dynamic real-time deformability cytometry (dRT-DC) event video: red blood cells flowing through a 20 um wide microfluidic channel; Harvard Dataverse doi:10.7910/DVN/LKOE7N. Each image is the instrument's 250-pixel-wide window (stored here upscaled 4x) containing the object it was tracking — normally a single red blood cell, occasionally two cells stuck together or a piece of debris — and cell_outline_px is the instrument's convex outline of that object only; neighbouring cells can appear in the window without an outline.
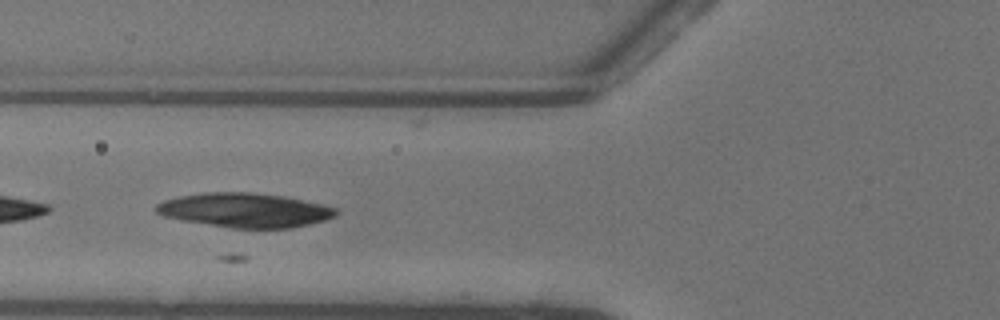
{"species": "common noctule bat (a hibernating species)", "species_latin": "Nyctalus noctula", "temperature_condition": "warm", "stored_images_in_passage": 34, "camera_frame_rate_fps": 3000, "um_per_image_px": 0.085, "animal": {"sex": "female"}, "frame": {"image": 1, "passage_image": 21, "time_ms": 6.667, "image_size_px": [1000, 320], "cell_outline_px": [[340, 212], [336, 216], [328, 220], [292, 228], [232, 228], [180, 220], [164, 216], [156, 212], [156, 204], [164, 200], [180, 196], [208, 192], [252, 192], [284, 196], [320, 204], [336, 208]], "centroid_in_image_um": [20.85, 17.87], "position_along_channel_um": 105.0, "area_um2": 36.01}}